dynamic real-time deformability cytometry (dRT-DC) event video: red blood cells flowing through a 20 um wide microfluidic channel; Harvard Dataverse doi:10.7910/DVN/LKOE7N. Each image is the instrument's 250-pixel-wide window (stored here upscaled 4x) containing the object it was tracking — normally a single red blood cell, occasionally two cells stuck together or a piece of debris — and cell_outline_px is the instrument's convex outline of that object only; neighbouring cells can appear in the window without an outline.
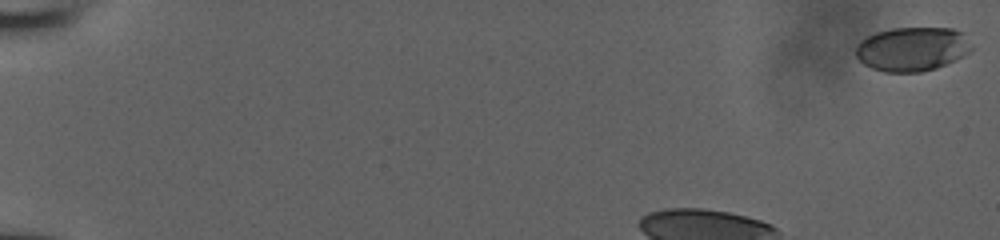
{"species": "human", "species_latin": "Homo sapiens", "temperature_condition": "room temperature", "stored_images_in_passage": 9, "camera_frame_rate_fps": 3000, "um_per_image_px": 0.085, "donor": {"sex": "male"}, "frame": {"image": 1, "passage_image": 1, "time_ms": 0.0, "image_size_px": [1000, 240], "cell_outline_px": [[972, 48], [964, 56], [956, 60], [936, 68], [920, 72], [884, 72], [872, 68], [864, 64], [856, 56], [856, 44], [860, 40], [876, 32], [892, 28], [952, 28], [960, 32]], "centroid_in_image_um": [77.49, 4.17], "position_along_channel_um": 7.5, "area_um2": 29.59}}
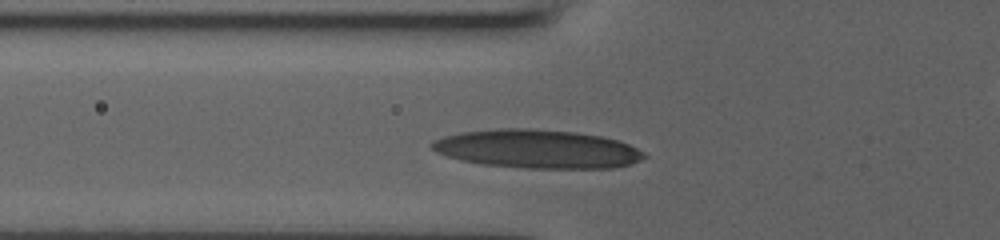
{"frame": {"image": 2, "passage_image": 7, "time_ms": 2.0, "image_size_px": [1000, 240], "cell_outline_px": [[648, 156], [640, 160], [628, 164], [612, 168], [528, 168], [484, 164], [460, 160], [436, 152], [428, 144], [432, 140], [444, 136], [460, 132], [500, 128], [536, 128], [576, 132], [600, 136], [616, 140], [628, 144], [644, 152]], "centroid_in_image_um": [45.63, 12.65], "position_along_channel_um": 80.2, "area_um2": 47.74}}
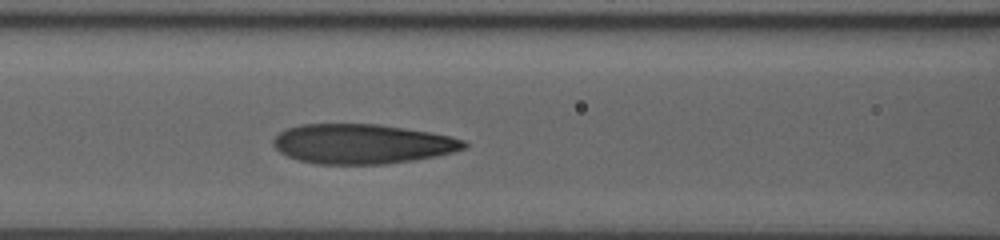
{"frame": {"image": 3, "passage_image": 9, "time_ms": 2.667, "image_size_px": [1000, 240], "cell_outline_px": [[468, 144], [464, 148], [452, 152], [436, 156], [412, 160], [384, 164], [316, 164], [300, 160], [288, 156], [280, 152], [272, 144], [272, 140], [280, 132], [288, 128], [300, 124], [376, 124], [432, 132], [464, 140]], "centroid_in_image_um": [30.76, 12.23], "position_along_channel_um": 135.8, "area_um2": 43.93}}